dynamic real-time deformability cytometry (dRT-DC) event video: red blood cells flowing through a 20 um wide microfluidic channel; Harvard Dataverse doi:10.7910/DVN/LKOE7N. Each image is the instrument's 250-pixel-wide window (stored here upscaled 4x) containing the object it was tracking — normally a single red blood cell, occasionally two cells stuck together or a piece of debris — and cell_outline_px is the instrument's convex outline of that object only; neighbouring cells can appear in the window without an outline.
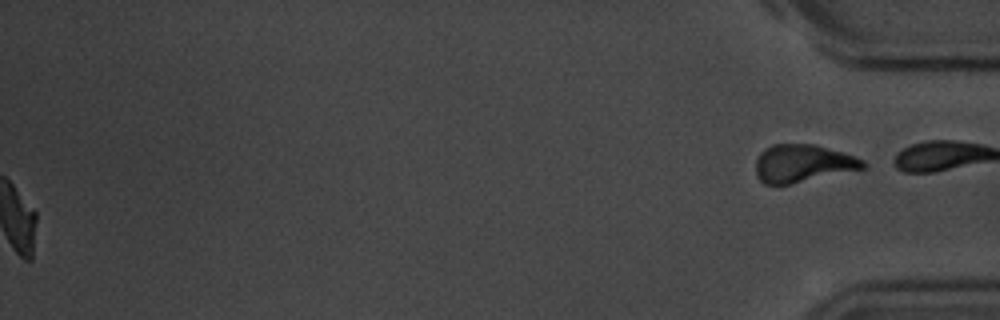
{"species": "common noctule bat (a hibernating species)", "species_latin": "Nyctalus noctula", "temperature_condition": "room temperature", "stored_images_in_passage": 57, "segment_of_instrument_passage": [2, 2], "camera_frame_rate_fps": 3000, "um_per_image_px": 0.085, "animal": {"sex": "male", "body_mass_g": 20.1, "forearm_length_mm": 53.5}, "frame": {"image": 1, "passage_image": 57, "time_ms": 18.667, "image_size_px": [1000, 320], "cell_outline_px": [[868, 168], [788, 184], [764, 184], [760, 180], [756, 172], [756, 160], [760, 152], [764, 148], [772, 144], [812, 144], [844, 152], [864, 160], [868, 164]], "centroid_in_image_um": [68.26, 13.88], "position_along_channel_um": 366.9, "area_um2": 23.64}}